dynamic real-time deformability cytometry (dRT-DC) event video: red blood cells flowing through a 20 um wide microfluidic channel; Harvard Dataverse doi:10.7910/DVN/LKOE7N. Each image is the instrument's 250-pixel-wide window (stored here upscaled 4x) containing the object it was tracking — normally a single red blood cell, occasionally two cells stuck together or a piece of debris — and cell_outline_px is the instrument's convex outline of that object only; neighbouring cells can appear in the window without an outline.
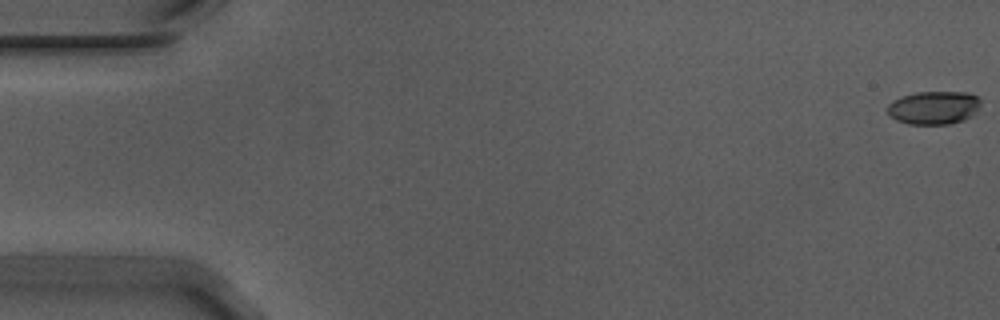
{"species": "Egyptian fruit bat (a non-hibernating species)", "species_latin": "Rousettus aegyptiacus", "temperature_condition": "warm", "stored_images_in_passage": 9, "camera_frame_rate_fps": 3000, "um_per_image_px": 0.085, "animal": {"sex": "male"}, "frame": {"image": 1, "passage_image": 1, "time_ms": 0.0, "image_size_px": [1000, 320], "cell_outline_px": [[980, 104], [972, 116], [964, 120], [948, 124], [908, 124], [896, 120], [888, 112], [888, 104], [900, 96], [916, 92], [968, 92], [976, 96], [980, 100]], "centroid_in_image_um": [79.37, 9.15], "position_along_channel_um": 5.6, "area_um2": 18.03}}